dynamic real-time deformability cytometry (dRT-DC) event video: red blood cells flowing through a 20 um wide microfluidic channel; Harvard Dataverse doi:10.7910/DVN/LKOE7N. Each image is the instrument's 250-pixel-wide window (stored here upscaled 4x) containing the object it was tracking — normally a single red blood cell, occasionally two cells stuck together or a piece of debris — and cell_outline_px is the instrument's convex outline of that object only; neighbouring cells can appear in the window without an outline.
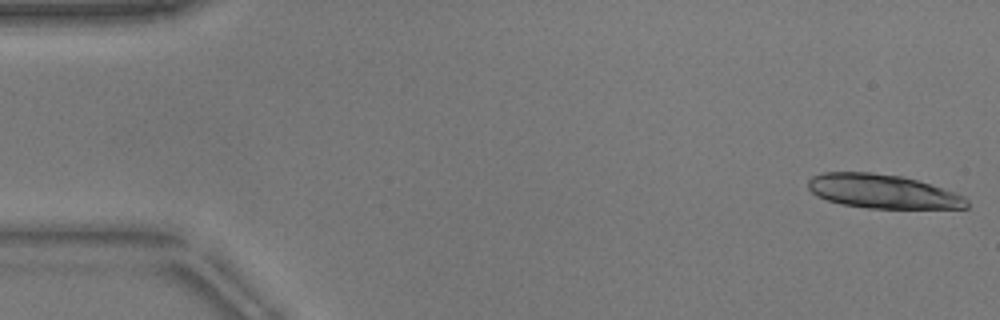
{"species": "common noctule bat (a hibernating species)", "species_latin": "Nyctalus noctula", "temperature_condition": "warm", "stored_images_in_passage": 23, "camera_frame_rate_fps": 3000, "um_per_image_px": 0.085, "animal": {"sex": "male", "body_mass_g": 17.9}, "frame": {"image": 1, "passage_image": 1, "time_ms": 0.0, "image_size_px": [1000, 320], "cell_outline_px": [[968, 208], [868, 208], [840, 204], [816, 196], [808, 188], [808, 180], [812, 176], [824, 172], [872, 172], [900, 176], [916, 180], [944, 188], [956, 192], [964, 196], [968, 200]], "centroid_in_image_um": [75.02, 16.27], "position_along_channel_um": 10.0, "area_um2": 31.44}}
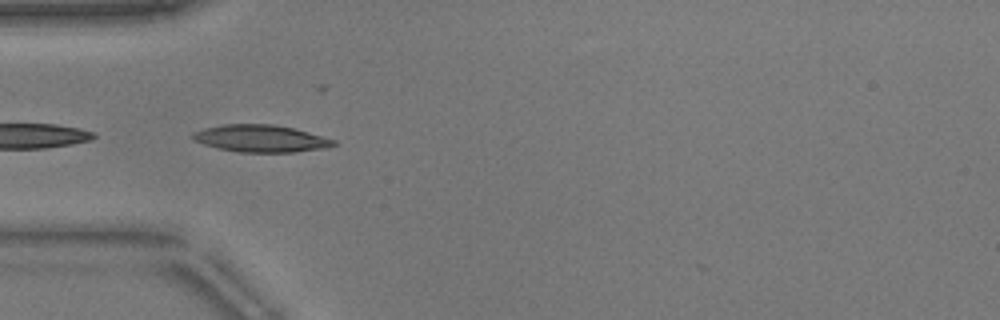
{"frame": {"image": 2, "passage_image": 16, "time_ms": 5.0, "image_size_px": [1000, 320], "cell_outline_px": [[336, 144], [328, 148], [296, 152], [240, 152], [220, 148], [204, 144], [192, 140], [192, 132], [204, 128], [224, 124], [272, 124], [292, 128], [308, 132], [336, 140]], "centroid_in_image_um": [22.17, 11.77], "position_along_channel_um": 62.8, "area_um2": 22.25}}